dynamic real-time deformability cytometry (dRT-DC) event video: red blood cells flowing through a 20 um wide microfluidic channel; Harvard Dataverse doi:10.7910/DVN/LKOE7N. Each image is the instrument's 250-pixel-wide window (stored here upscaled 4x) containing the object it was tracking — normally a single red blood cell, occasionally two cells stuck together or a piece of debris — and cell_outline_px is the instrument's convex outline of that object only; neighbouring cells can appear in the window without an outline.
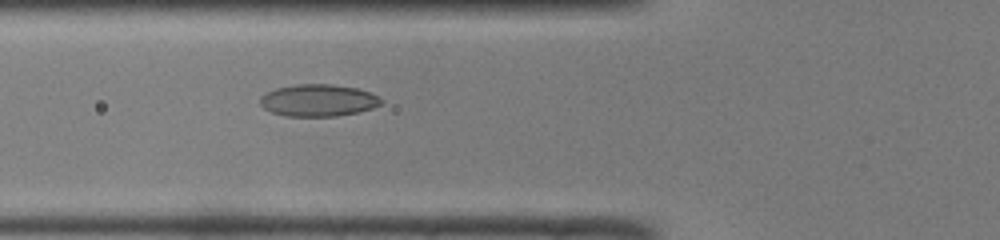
{"species": "common noctule bat (a hibernating species)", "species_latin": "Nyctalus noctula", "temperature_condition": "room temperature", "stored_images_in_passage": 38, "camera_frame_rate_fps": 3000, "um_per_image_px": 0.085, "animal": {"sex": "male", "body_mass_g": 19.0, "forearm_length_mm": 50.8}, "frame": {"image": 1, "passage_image": 7, "time_ms": 2.0, "image_size_px": [1000, 240], "cell_outline_px": [[384, 100], [380, 104], [372, 108], [356, 112], [336, 116], [288, 116], [272, 112], [264, 108], [260, 104], [260, 96], [276, 88], [296, 84], [332, 84], [356, 88], [380, 96]], "centroid_in_image_um": [27.05, 8.52], "position_along_channel_um": 98.7, "area_um2": 22.48}}
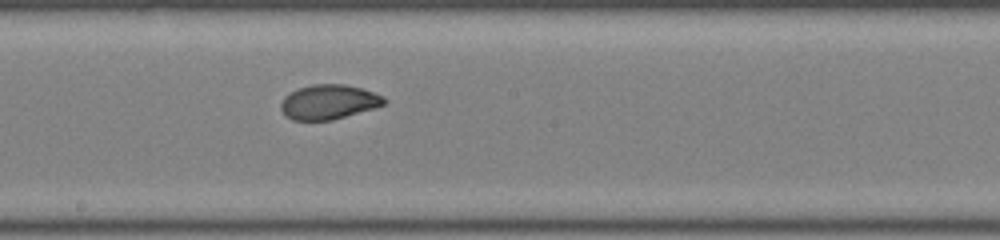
{"frame": {"image": 2, "passage_image": 16, "time_ms": 5.0, "image_size_px": [1000, 240], "cell_outline_px": [[388, 100], [384, 104], [372, 108], [332, 120], [292, 120], [284, 116], [280, 108], [280, 104], [284, 96], [300, 88], [312, 84], [344, 84], [360, 88], [384, 96]], "centroid_in_image_um": [27.91, 8.67], "position_along_channel_um": 220.3, "area_um2": 20.69}}
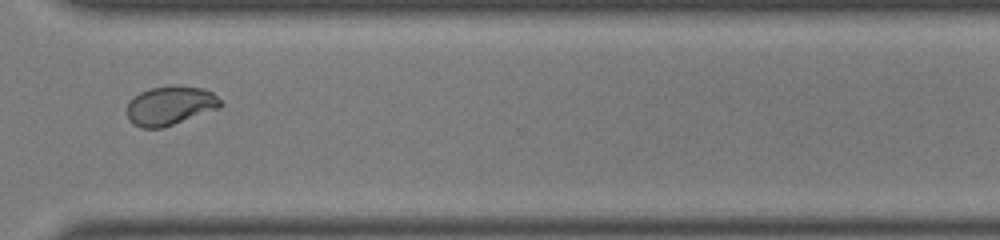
{"frame": {"image": 3, "passage_image": 26, "time_ms": 8.333, "image_size_px": [1000, 240], "cell_outline_px": [[224, 104], [220, 108], [160, 128], [140, 128], [132, 124], [128, 120], [128, 100], [140, 92], [152, 88], [172, 84], [176, 84], [204, 88], [212, 92]], "centroid_in_image_um": [14.46, 8.95], "position_along_channel_um": 356.1, "area_um2": 21.44}, "authors_computed_cell_mechanics": {"area_um2": 21.5883, "velocity_mm_per_s": 4.0542, "shape_relaxation_time_tau1_ms": 9.4254, "shape_relaxation_time_tau2_ms": 0.7666, "deformation_change_tau1": 0.242, "deformation_change_tau2": 0.0397}}